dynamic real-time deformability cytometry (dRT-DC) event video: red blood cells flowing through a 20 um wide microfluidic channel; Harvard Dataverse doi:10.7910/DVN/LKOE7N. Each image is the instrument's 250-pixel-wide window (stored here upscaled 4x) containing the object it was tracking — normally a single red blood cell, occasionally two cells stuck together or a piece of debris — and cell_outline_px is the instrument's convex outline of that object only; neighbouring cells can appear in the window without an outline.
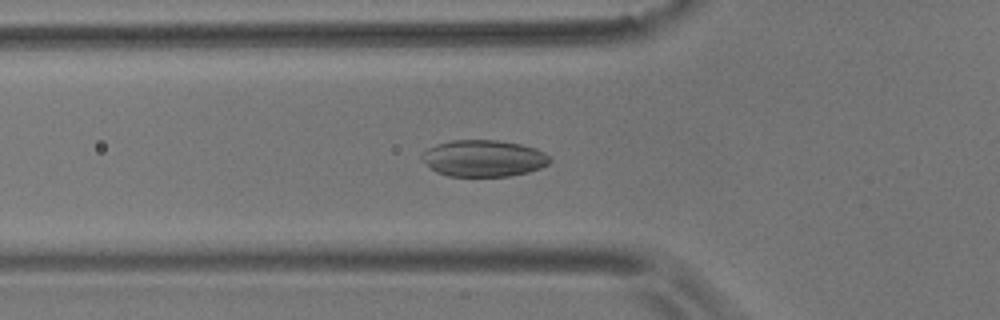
{"species": "common noctule bat (a hibernating species)", "species_latin": "Nyctalus noctula", "temperature_condition": "room temperature", "stored_images_in_passage": 55, "camera_frame_rate_fps": 3000, "um_per_image_px": 0.085, "animal": {"sex": "male", "body_mass_g": 17.9}, "frame": {"image": 1, "passage_image": 19, "time_ms": 6.0, "image_size_px": [1000, 320], "cell_outline_px": [[552, 160], [548, 164], [540, 168], [528, 172], [508, 176], [448, 176], [436, 172], [420, 160], [420, 156], [428, 148], [436, 144], [452, 140], [496, 140], [520, 144], [536, 148], [544, 152]], "centroid_in_image_um": [41.08, 13.46], "position_along_channel_um": 84.7, "area_um2": 27.4}}
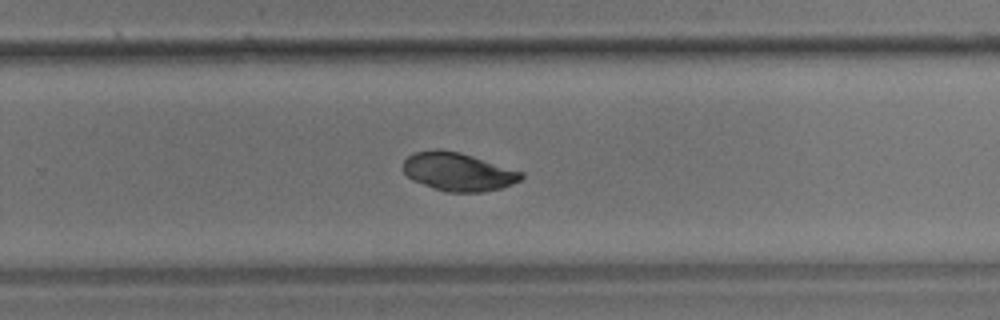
{"frame": {"image": 2, "passage_image": 36, "time_ms": 11.667, "image_size_px": [1000, 320], "cell_outline_px": [[524, 176], [520, 180], [512, 184], [500, 188], [480, 192], [448, 192], [412, 180], [404, 172], [404, 160], [412, 152], [436, 148], [460, 152], [524, 172]], "centroid_in_image_um": [38.94, 14.58], "position_along_channel_um": 290.9, "area_um2": 26.24}}
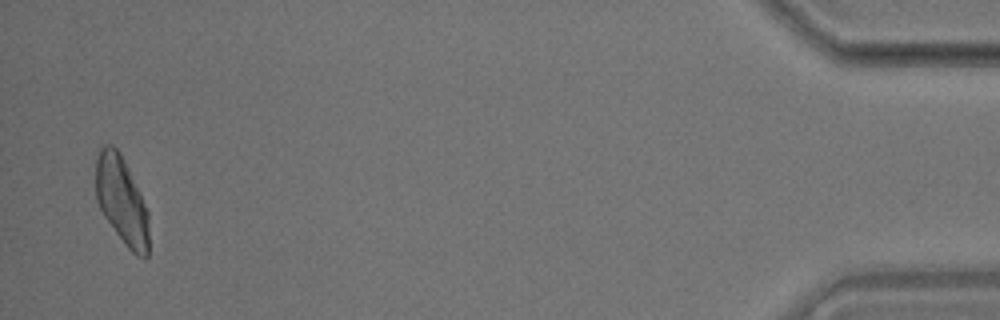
{"frame": {"image": 3, "passage_image": 54, "time_ms": 17.667, "image_size_px": [1000, 320], "cell_outline_px": [[148, 256], [144, 260], [136, 256], [124, 244], [104, 216], [96, 200], [96, 160], [100, 148], [104, 144], [112, 144], [120, 152], [128, 168], [148, 212]], "centroid_in_image_um": [10.33, 17.06], "position_along_channel_um": 424.9, "area_um2": 27.05}, "authors_computed_cell_mechanics": {"area_um2": 27.0504, "velocity_mm_per_s": 3.6367, "shape_relaxation_time_tau1_ms": null, "shape_relaxation_time_tau2_ms": 2.499, "deformation_change_tau1": null, "deformation_change_tau2": 0.0304}}